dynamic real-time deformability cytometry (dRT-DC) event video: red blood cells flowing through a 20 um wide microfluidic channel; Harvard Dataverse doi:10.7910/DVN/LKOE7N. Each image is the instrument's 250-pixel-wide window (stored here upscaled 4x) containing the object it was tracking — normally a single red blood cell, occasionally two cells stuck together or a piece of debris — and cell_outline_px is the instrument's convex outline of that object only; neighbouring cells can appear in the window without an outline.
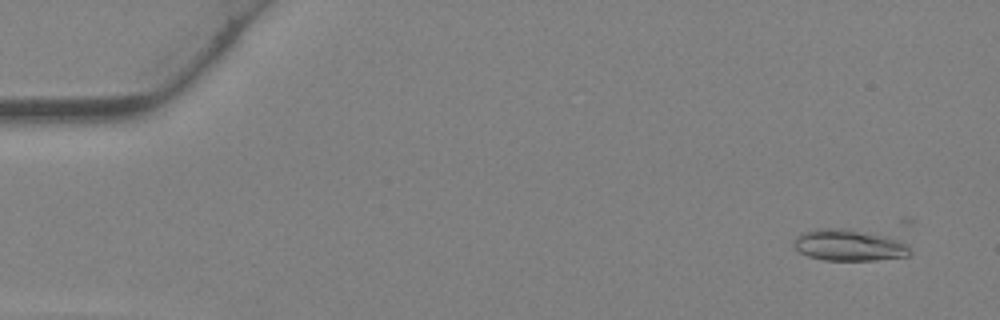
{"species": "Egyptian fruit bat (a non-hibernating species)", "species_latin": "Rousettus aegyptiacus", "temperature_condition": "warm", "stored_images_in_passage": 9, "camera_frame_rate_fps": 3000, "um_per_image_px": 0.085, "animal": {"sex": "female"}, "frame": {"image": 1, "passage_image": 3, "time_ms": 0.667, "image_size_px": [1000, 320], "cell_outline_px": [[912, 252], [908, 256], [876, 260], [824, 260], [808, 256], [800, 252], [792, 244], [792, 240], [800, 232], [816, 228], [848, 228], [896, 240], [908, 244]], "centroid_in_image_um": [72.09, 20.84], "position_along_channel_um": 12.9, "area_um2": 21.27}}